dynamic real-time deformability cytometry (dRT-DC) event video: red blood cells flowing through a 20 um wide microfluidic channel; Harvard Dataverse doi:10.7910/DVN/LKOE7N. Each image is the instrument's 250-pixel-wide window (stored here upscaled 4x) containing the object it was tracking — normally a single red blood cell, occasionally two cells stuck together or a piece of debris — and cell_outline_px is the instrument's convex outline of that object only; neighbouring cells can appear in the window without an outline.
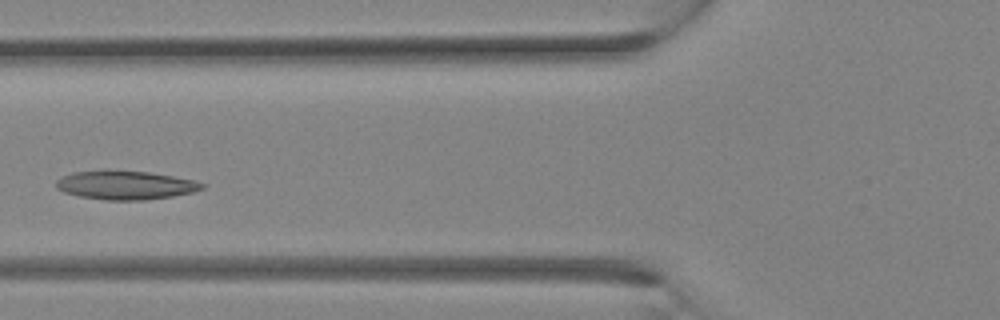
{"species": "Egyptian fruit bat (a non-hibernating species)", "species_latin": "Rousettus aegyptiacus", "temperature_condition": "room temperature", "stored_images_in_passage": 30, "camera_frame_rate_fps": 3000, "um_per_image_px": 0.085, "animal": {"sex": "female"}, "frame": {"image": 1, "passage_image": 10, "time_ms": 3.0, "image_size_px": [1000, 320], "cell_outline_px": [[208, 184], [204, 188], [192, 192], [172, 196], [144, 200], [108, 200], [80, 196], [64, 192], [56, 188], [56, 180], [60, 176], [72, 172], [104, 168], [108, 168], [148, 172], [196, 180]], "centroid_in_image_um": [10.63, 15.7], "position_along_channel_um": 115.2, "area_um2": 25.09}}
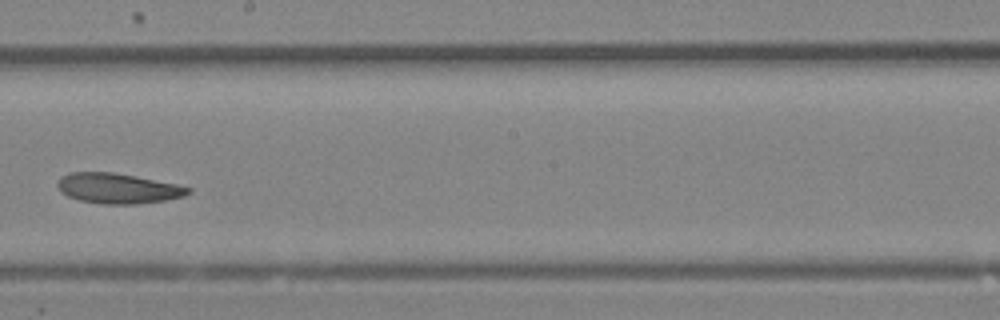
{"frame": {"image": 2, "passage_image": 16, "time_ms": 5.0, "image_size_px": [1000, 320], "cell_outline_px": [[192, 192], [184, 196], [164, 200], [136, 204], [104, 204], [80, 200], [68, 196], [60, 192], [56, 184], [60, 176], [68, 172], [112, 172], [136, 176], [176, 184], [192, 188]], "centroid_in_image_um": [9.99, 16.0], "position_along_channel_um": 238.2, "area_um2": 23.06}}
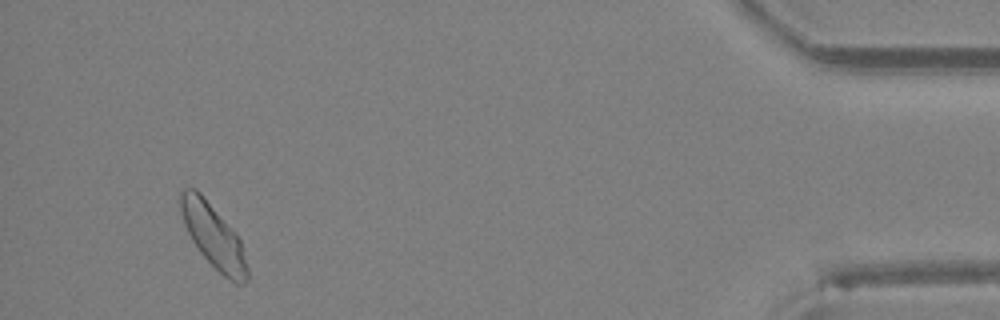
{"frame": {"image": 3, "passage_image": 28, "time_ms": 9.0, "image_size_px": [1000, 320], "cell_outline_px": [[248, 280], [244, 284], [236, 284], [224, 276], [200, 252], [192, 240], [184, 224], [180, 208], [180, 188], [196, 188], [200, 192], [240, 240], [248, 268]], "centroid_in_image_um": [18.12, 20.07], "position_along_channel_um": 417.1, "area_um2": 24.16}}